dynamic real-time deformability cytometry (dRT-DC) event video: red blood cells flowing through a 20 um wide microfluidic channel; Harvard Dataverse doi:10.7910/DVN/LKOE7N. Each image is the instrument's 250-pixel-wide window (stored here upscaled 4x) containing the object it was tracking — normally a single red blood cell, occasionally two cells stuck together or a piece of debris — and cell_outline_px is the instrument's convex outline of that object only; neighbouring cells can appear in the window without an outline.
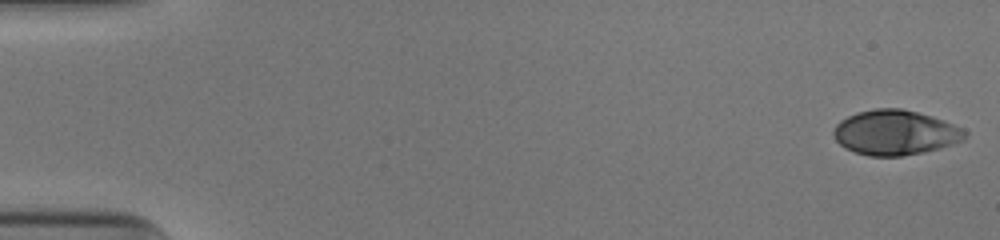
{"species": "human", "species_latin": "Homo sapiens", "temperature_condition": "cold", "stored_images_in_passage": 52, "camera_frame_rate_fps": 3000, "um_per_image_px": 0.085, "donor": {"sex": "male"}, "frame": {"image": 1, "passage_image": 1, "time_ms": 0.0, "image_size_px": [1000, 240], "cell_outline_px": [[968, 132], [964, 140], [952, 144], [920, 152], [900, 156], [868, 156], [844, 148], [836, 140], [832, 132], [836, 124], [840, 120], [856, 112], [876, 108], [900, 108], [932, 116], [964, 128]], "centroid_in_image_um": [76.07, 11.26], "position_along_channel_um": 8.9, "area_um2": 34.28}}
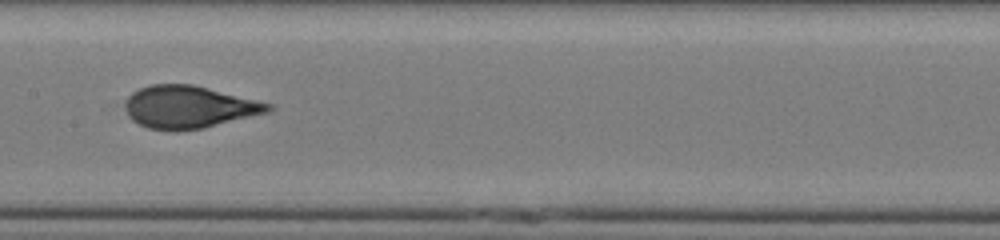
{"frame": {"image": 2, "passage_image": 27, "time_ms": 8.667, "image_size_px": [1000, 240], "cell_outline_px": [[276, 108], [268, 112], [200, 128], [176, 132], [148, 128], [132, 120], [128, 116], [124, 104], [128, 96], [132, 92], [140, 88], [152, 84], [192, 84], [272, 104]], "centroid_in_image_um": [16.02, 9.1], "position_along_channel_um": 191.4, "area_um2": 35.14}}
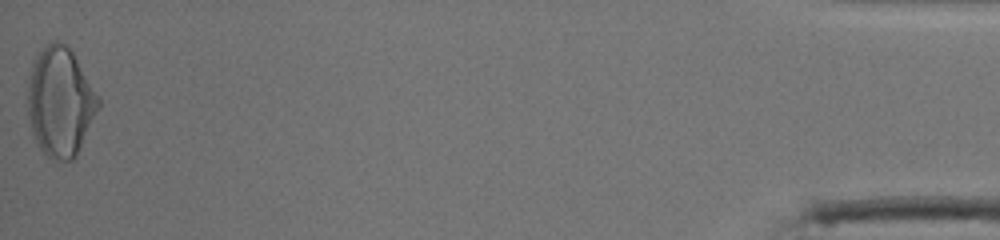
{"frame": {"image": 3, "passage_image": 52, "time_ms": 17.0, "image_size_px": [1000, 240], "cell_outline_px": [[100, 108], [76, 156], [72, 160], [52, 160], [36, 144], [32, 132], [28, 112], [28, 76], [32, 60], [52, 40], [60, 40], [72, 52], [100, 96]], "centroid_in_image_um": [5.13, 8.66], "position_along_channel_um": 430.1, "area_um2": 45.2}, "authors_computed_cell_mechanics": {"area_um2": 34.9401, "velocity_mm_per_s": 3.954, "shape_relaxation_time_tau1_ms": 4.9904, "shape_relaxation_time_tau2_ms": null, "deformation_change_tau1": 0.2072, "deformation_change_tau2": null}}